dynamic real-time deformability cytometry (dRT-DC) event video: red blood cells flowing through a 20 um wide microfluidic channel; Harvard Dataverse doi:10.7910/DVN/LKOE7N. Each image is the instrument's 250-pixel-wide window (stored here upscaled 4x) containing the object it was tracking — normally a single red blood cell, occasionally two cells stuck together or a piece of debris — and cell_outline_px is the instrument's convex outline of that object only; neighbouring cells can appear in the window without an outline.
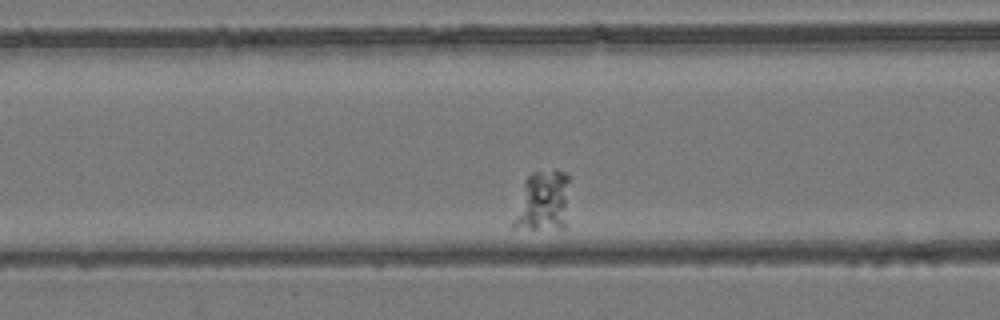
{"species": "common noctule bat (a hibernating species)", "species_latin": "Nyctalus noctula", "temperature_condition": "room temperature", "stored_images_in_passage": 31, "camera_frame_rate_fps": 3000, "um_per_image_px": 0.085, "animal": {"sex": "female", "body_mass_g": 24.6, "forearm_length_mm": 56.2}, "frame": {"image": 1, "passage_image": 8, "time_ms": 2.333, "image_size_px": [1000, 320], "cell_outline_px": [[568, 180], [564, 228], [512, 228], [512, 220], [524, 180], [532, 172], [556, 168], [564, 172], [568, 176]], "centroid_in_image_um": [46.09, 17.06], "position_along_channel_um": 120.5, "area_um2": 19.71}}
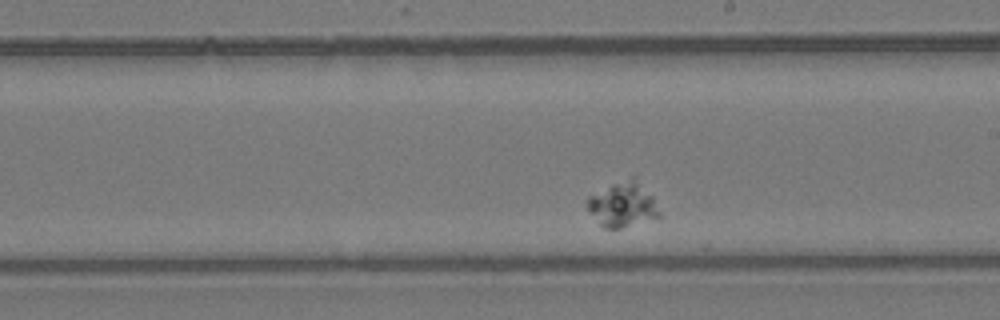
{"frame": {"image": 2, "passage_image": 18, "time_ms": 5.667, "image_size_px": [1000, 320], "cell_outline_px": [[660, 216], [620, 228], [604, 228], [588, 212], [588, 196], [612, 184], [632, 176], [652, 196], [660, 212]], "centroid_in_image_um": [52.91, 17.39], "position_along_channel_um": 236.1, "area_um2": 18.32}}
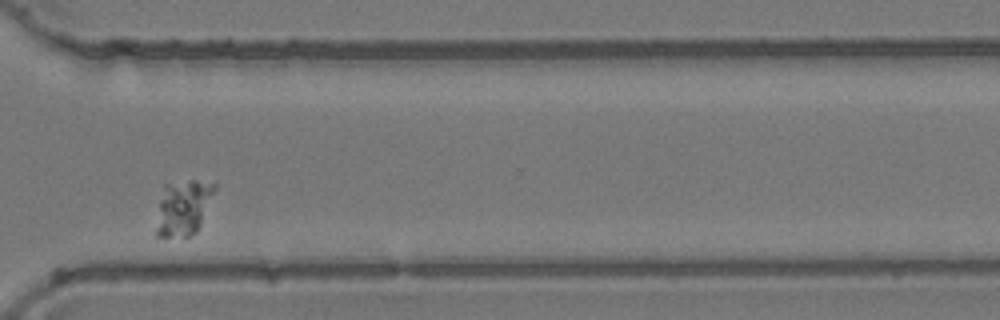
{"frame": {"image": 3, "passage_image": 28, "time_ms": 9.0, "image_size_px": [1000, 320], "cell_outline_px": [[216, 188], [200, 224], [196, 232], [188, 236], [156, 236], [156, 232], [160, 200], [164, 184], [192, 180], [196, 180], [216, 184]], "centroid_in_image_um": [15.58, 17.62], "position_along_channel_um": 355.0, "area_um2": 18.38}}